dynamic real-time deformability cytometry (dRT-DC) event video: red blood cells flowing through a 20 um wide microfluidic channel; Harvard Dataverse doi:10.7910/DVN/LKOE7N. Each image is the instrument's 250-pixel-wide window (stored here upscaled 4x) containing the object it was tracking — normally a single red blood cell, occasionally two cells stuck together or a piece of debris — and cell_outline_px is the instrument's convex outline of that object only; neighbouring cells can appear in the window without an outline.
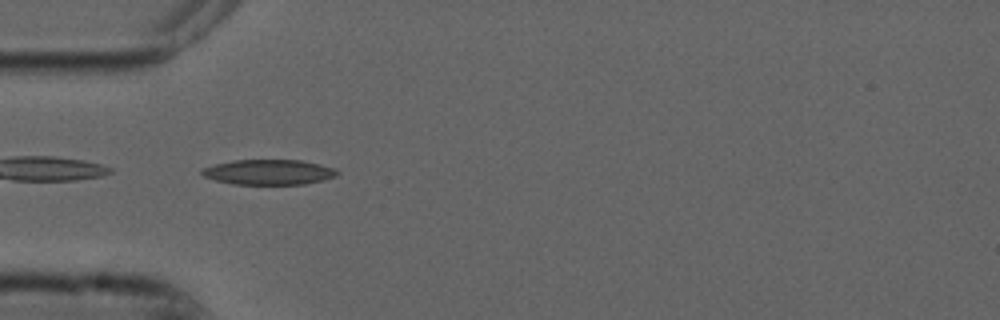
{"species": "common noctule bat (a hibernating species)", "species_latin": "Nyctalus noctula", "temperature_condition": "cold", "stored_images_in_passage": 30, "camera_frame_rate_fps": 3000, "um_per_image_px": 0.085, "animal": {"sex": "male", "forearm_length_mm": 52.5}, "frame": {"image": 1, "passage_image": 1, "time_ms": 0.0, "image_size_px": [1000, 320], "cell_outline_px": [[340, 172], [336, 176], [304, 184], [232, 184], [216, 180], [204, 176], [200, 172], [200, 168], [232, 160], [300, 160], [320, 164], [336, 168]], "centroid_in_image_um": [22.84, 14.62], "position_along_channel_um": 62.2, "area_um2": 19.83}}
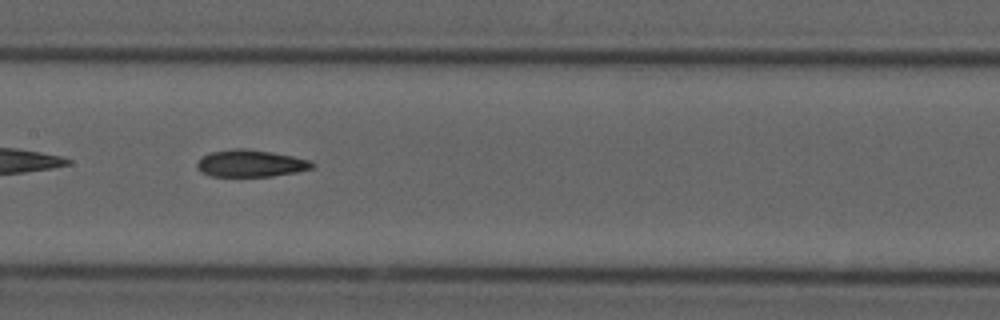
{"frame": {"image": 2, "passage_image": 11, "time_ms": 3.333, "image_size_px": [1000, 320], "cell_outline_px": [[316, 164], [312, 168], [296, 172], [272, 176], [212, 176], [200, 172], [196, 164], [200, 156], [208, 152], [232, 148], [244, 148], [272, 152], [312, 160]], "centroid_in_image_um": [21.28, 13.87], "position_along_channel_um": 186.1, "area_um2": 18.38}}
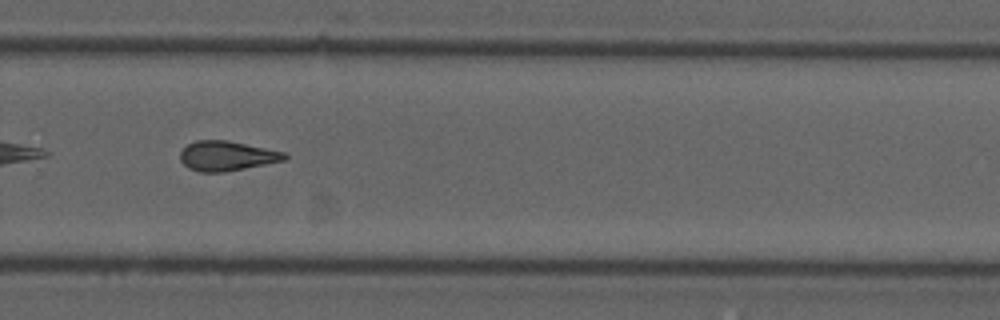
{"frame": {"image": 3, "passage_image": 21, "time_ms": 6.667, "image_size_px": [1000, 320], "cell_outline_px": [[288, 160], [224, 172], [200, 172], [188, 168], [180, 160], [180, 152], [188, 144], [196, 140], [228, 140], [284, 152], [288, 156]], "centroid_in_image_um": [19.29, 13.25], "position_along_channel_um": 310.5, "area_um2": 18.15}, "authors_computed_cell_mechanics": {"area_um2": 18.1781, "velocity_mm_per_s": 3.7436, "shape_relaxation_time_tau1_ms": null, "shape_relaxation_time_tau2_ms": 4.4375, "deformation_change_tau1": null, "deformation_change_tau2": 0.1276}}